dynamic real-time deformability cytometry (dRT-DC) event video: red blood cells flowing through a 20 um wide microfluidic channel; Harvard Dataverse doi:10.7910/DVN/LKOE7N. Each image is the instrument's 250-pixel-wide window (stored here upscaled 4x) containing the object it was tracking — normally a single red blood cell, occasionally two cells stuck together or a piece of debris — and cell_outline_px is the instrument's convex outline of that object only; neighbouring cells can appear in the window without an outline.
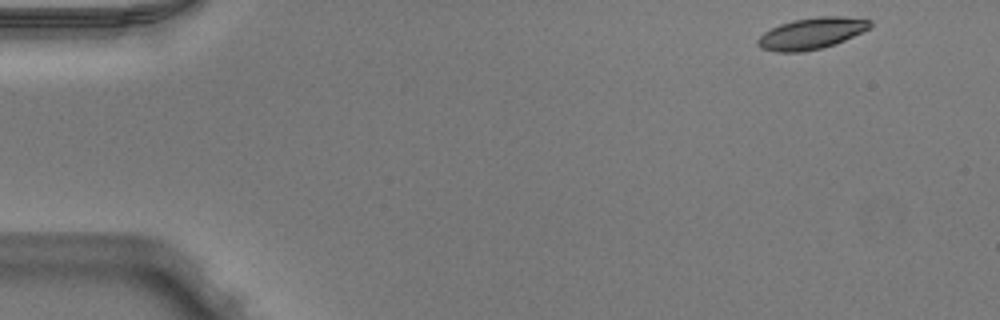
{"species": "Egyptian fruit bat (a non-hibernating species)", "species_latin": "Rousettus aegyptiacus", "temperature_condition": "warm", "stored_images_in_passage": 48, "camera_frame_rate_fps": 3000, "um_per_image_px": 0.085, "animal": {"sex": "male"}, "frame": {"image": 1, "passage_image": 1, "time_ms": 0.0, "image_size_px": [1000, 320], "cell_outline_px": [[872, 24], [868, 28], [844, 40], [820, 48], [800, 52], [776, 52], [760, 48], [756, 44], [756, 40], [764, 32], [780, 24], [792, 20], [816, 16], [844, 16], [872, 20]], "centroid_in_image_um": [68.93, 2.83], "position_along_channel_um": 16.1, "area_um2": 20.4}}
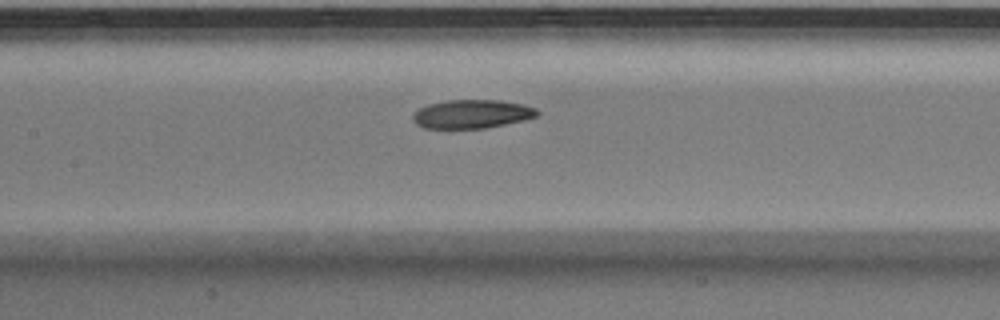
{"frame": {"image": 2, "passage_image": 21, "time_ms": 6.667, "image_size_px": [1000, 320], "cell_outline_px": [[540, 112], [536, 116], [524, 120], [484, 128], [424, 128], [416, 124], [412, 120], [412, 116], [420, 108], [428, 104], [448, 100], [500, 100], [520, 104], [536, 108]], "centroid_in_image_um": [40.1, 9.69], "position_along_channel_um": 167.3, "area_um2": 20.58}}
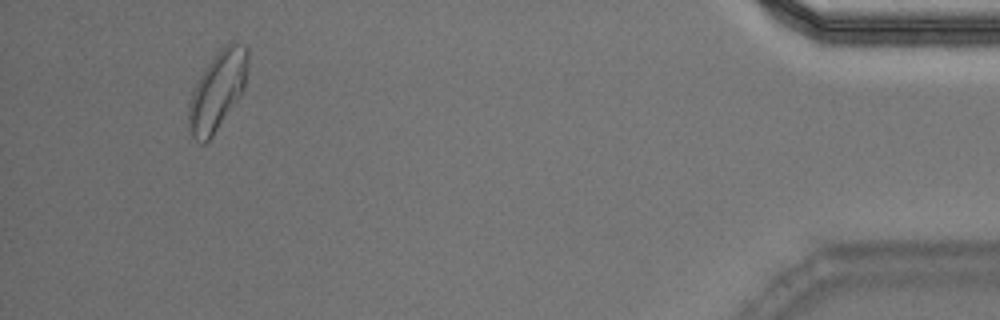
{"frame": {"image": 3, "passage_image": 45, "time_ms": 14.667, "image_size_px": [1000, 320], "cell_outline_px": [[248, 68], [244, 88], [212, 136], [204, 144], [200, 144], [188, 132], [188, 104], [192, 92], [200, 76], [208, 64], [224, 44], [244, 44], [248, 48]], "centroid_in_image_um": [18.46, 7.72], "position_along_channel_um": 416.7, "area_um2": 26.7}, "authors_computed_cell_mechanics": {"area_um2": 21.4438, "velocity_mm_per_s": 3.9561, "shape_relaxation_time_tau1_ms": 4.7467, "shape_relaxation_time_tau2_ms": 5.4547, "deformation_change_tau1": 0.1601, "deformation_change_tau2": 0.1289}}